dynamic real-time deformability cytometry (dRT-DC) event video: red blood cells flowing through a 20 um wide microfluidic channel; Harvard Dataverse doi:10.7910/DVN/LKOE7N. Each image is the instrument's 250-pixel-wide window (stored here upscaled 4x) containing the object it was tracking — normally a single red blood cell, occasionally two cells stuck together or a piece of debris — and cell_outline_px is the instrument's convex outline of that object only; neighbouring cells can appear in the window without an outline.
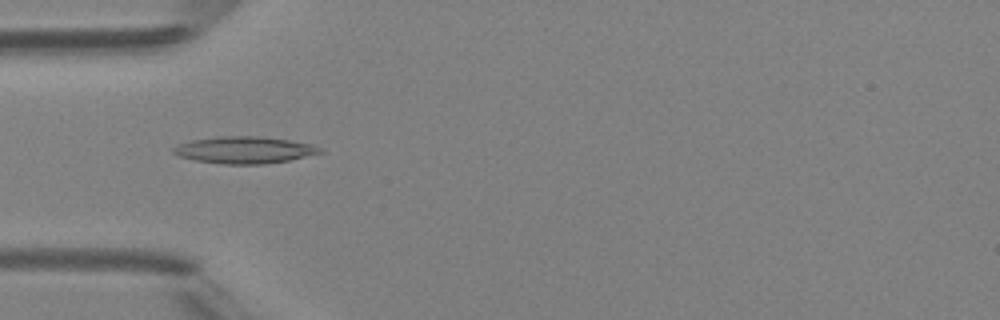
{"species": "Egyptian fruit bat (a non-hibernating species)", "species_latin": "Rousettus aegyptiacus", "temperature_condition": "room temperature", "stored_images_in_passage": 1, "camera_frame_rate_fps": 3000, "um_per_image_px": 0.085, "animal": {"sex": "female"}, "frame": {"image": 1, "passage_image": 1, "time_ms": 0.0, "image_size_px": [1000, 320], "cell_outline_px": [[324, 152], [288, 160], [264, 164], [224, 164], [196, 160], [180, 156], [172, 152], [172, 148], [176, 144], [192, 140], [220, 136], [256, 136], [288, 140], [312, 144], [320, 148]], "centroid_in_image_um": [20.74, 12.74], "position_along_channel_um": 64.3, "area_um2": 22.77}}